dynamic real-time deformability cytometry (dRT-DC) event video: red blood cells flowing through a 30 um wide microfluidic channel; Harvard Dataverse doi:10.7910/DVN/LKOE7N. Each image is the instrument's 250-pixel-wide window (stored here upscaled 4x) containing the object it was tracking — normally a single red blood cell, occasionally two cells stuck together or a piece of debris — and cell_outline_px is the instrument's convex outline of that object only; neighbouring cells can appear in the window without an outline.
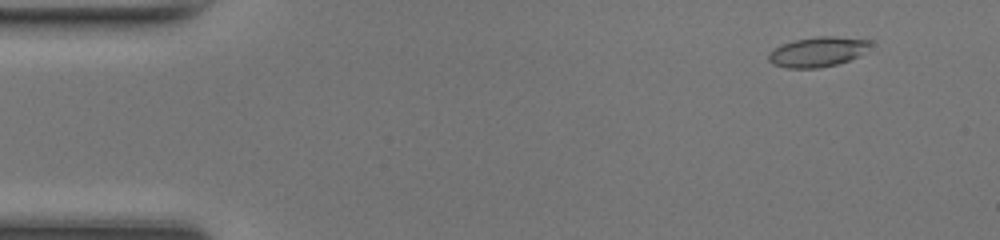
{"species": "common noctule bat (a hibernating species)", "species_latin": "Nyctalus noctula", "temperature_condition": "room temperature", "stored_images_in_passage": 43, "camera_frame_rate_fps": 3000, "um_per_image_px": 0.085, "animal": {"sex": "female", "body_mass_g": 17.0, "forearm_length_mm": 48.0}, "frame": {"image": 1, "passage_image": 5, "time_ms": 1.333, "image_size_px": [1000, 240], "cell_outline_px": [[872, 44], [868, 52], [860, 56], [836, 64], [820, 68], [788, 68], [772, 64], [768, 60], [768, 52], [780, 44], [796, 40], [816, 36], [836, 36], [872, 40]], "centroid_in_image_um": [69.54, 4.4], "position_along_channel_um": 15.5, "area_um2": 18.09}}
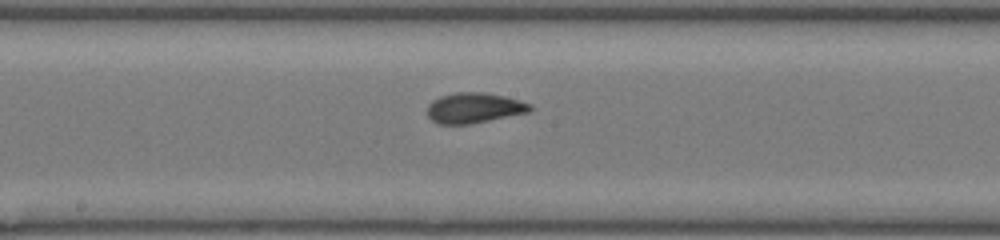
{"frame": {"image": 2, "passage_image": 26, "time_ms": 8.333, "image_size_px": [1000, 240], "cell_outline_px": [[532, 108], [528, 112], [472, 124], [436, 124], [428, 116], [428, 104], [432, 100], [440, 96], [456, 92], [484, 92], [504, 96], [532, 104]], "centroid_in_image_um": [40.28, 9.17], "position_along_channel_um": 207.9, "area_um2": 18.21}}
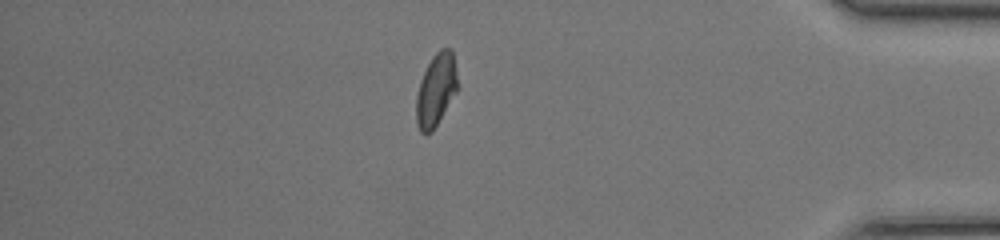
{"frame": {"image": 3, "passage_image": 42, "time_ms": 13.667, "image_size_px": [1000, 240], "cell_outline_px": [[456, 92], [432, 132], [424, 136], [420, 132], [416, 124], [416, 96], [420, 80], [432, 56], [440, 48], [452, 48], [456, 72]], "centroid_in_image_um": [37.03, 7.66], "position_along_channel_um": 398.2, "area_um2": 17.4}}